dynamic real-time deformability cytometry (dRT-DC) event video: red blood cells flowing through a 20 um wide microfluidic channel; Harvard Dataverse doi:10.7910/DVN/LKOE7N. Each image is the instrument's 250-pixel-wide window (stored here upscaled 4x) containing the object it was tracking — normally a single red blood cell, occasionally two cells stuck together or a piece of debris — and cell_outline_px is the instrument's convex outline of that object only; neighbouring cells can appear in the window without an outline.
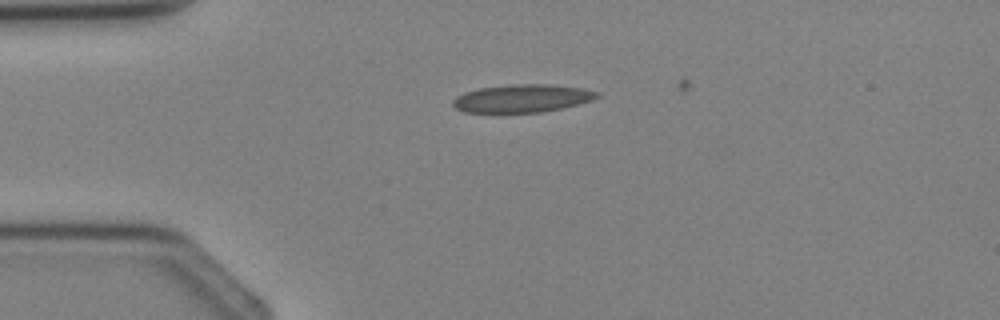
{"species": "Egyptian fruit bat (a non-hibernating species)", "species_latin": "Rousettus aegyptiacus", "temperature_condition": "cold", "stored_images_in_passage": 4, "camera_frame_rate_fps": 3000, "um_per_image_px": 0.085, "animal": {"sex": "female"}, "frame": {"image": 1, "passage_image": 4, "time_ms": 3.667, "image_size_px": [1000, 320], "cell_outline_px": [[600, 96], [592, 100], [580, 104], [564, 108], [540, 112], [496, 116], [464, 112], [456, 108], [452, 104], [452, 100], [456, 96], [464, 92], [480, 88], [512, 84], [552, 84], [584, 88], [600, 92]], "centroid_in_image_um": [44.34, 8.41], "position_along_channel_um": 40.7, "area_um2": 24.74}}